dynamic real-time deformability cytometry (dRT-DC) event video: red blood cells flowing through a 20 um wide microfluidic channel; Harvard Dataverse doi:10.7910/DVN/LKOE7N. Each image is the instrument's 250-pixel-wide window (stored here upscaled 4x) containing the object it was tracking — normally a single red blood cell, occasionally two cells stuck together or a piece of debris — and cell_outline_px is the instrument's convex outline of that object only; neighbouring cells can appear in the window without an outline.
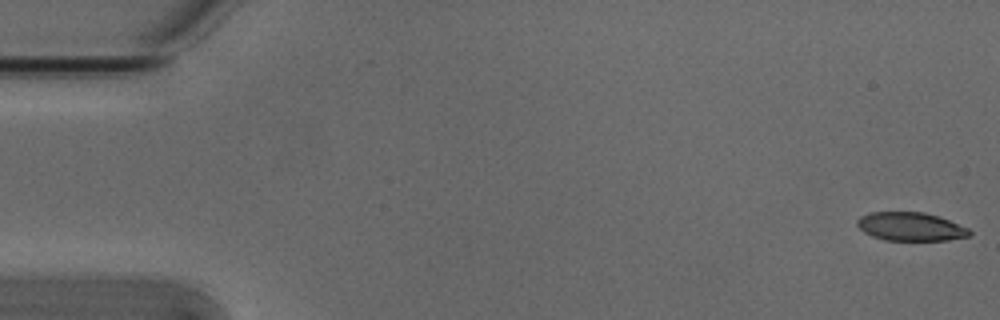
{"species": "Egyptian fruit bat (a non-hibernating species)", "species_latin": "Rousettus aegyptiacus", "temperature_condition": "cold", "stored_images_in_passage": 10, "camera_frame_rate_fps": 3000, "um_per_image_px": 0.085, "animal": {"sex": "male"}, "frame": {"image": 1, "passage_image": 1, "time_ms": 0.0, "image_size_px": [1000, 320], "cell_outline_px": [[972, 232], [968, 236], [948, 240], [884, 240], [872, 236], [864, 232], [856, 224], [856, 220], [860, 216], [872, 212], [924, 212], [940, 216], [968, 228]], "centroid_in_image_um": [77.39, 19.25], "position_along_channel_um": 7.6, "area_um2": 18.67}}